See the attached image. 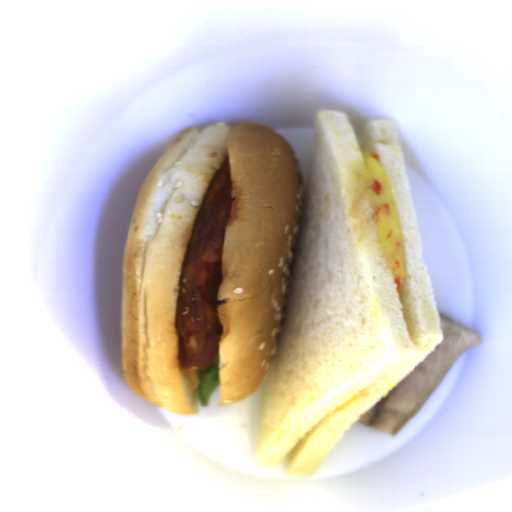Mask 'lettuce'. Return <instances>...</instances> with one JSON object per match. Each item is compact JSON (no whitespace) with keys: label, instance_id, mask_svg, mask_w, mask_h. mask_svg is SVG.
Instances as JSON below:
<instances>
[{"label":"lettuce","instance_id":"obj_1","mask_svg":"<svg viewBox=\"0 0 512 512\" xmlns=\"http://www.w3.org/2000/svg\"><path fill=\"white\" fill-rule=\"evenodd\" d=\"M199 385L196 393L203 408H208L211 395L219 387L220 383V355L219 352L212 364L206 368L193 367Z\"/></svg>","mask_w":512,"mask_h":512}]
</instances>
